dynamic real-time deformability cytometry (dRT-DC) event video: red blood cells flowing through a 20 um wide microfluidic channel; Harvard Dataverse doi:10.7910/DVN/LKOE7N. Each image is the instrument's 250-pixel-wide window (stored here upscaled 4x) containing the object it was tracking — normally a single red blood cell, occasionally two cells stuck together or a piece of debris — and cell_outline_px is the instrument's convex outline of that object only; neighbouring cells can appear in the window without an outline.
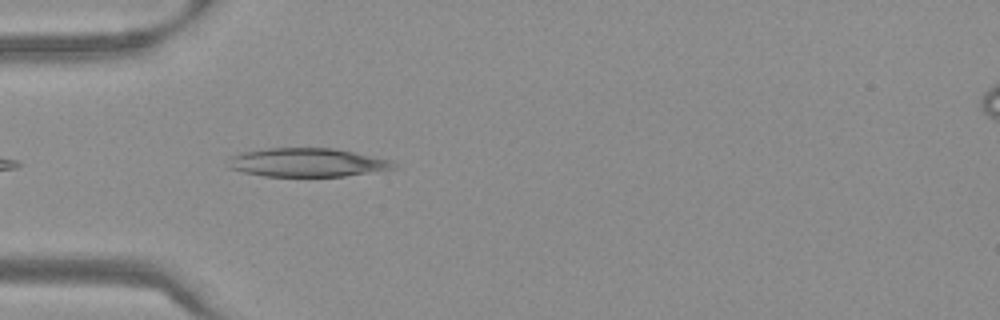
{"species": "Egyptian fruit bat (a non-hibernating species)", "species_latin": "Rousettus aegyptiacus", "temperature_condition": "warm", "stored_images_in_passage": 24, "camera_frame_rate_fps": 3000, "um_per_image_px": 0.085, "frame": {"image": 1, "passage_image": 2, "time_ms": 0.333, "image_size_px": [1000, 320], "cell_outline_px": [[396, 168], [384, 172], [344, 176], [264, 176], [244, 172], [228, 168], [228, 156], [240, 152], [268, 148], [332, 148], [392, 160], [396, 164]], "centroid_in_image_um": [26.13, 13.82], "position_along_channel_um": 58.9, "area_um2": 27.98}}
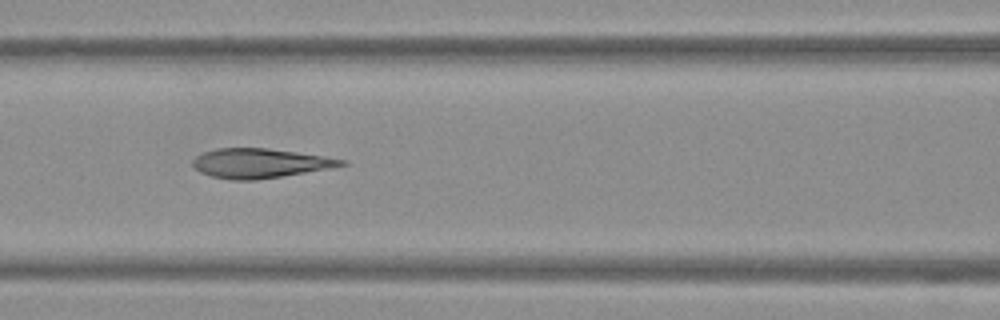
{"frame": {"image": 2, "passage_image": 9, "time_ms": 2.667, "image_size_px": [1000, 320], "cell_outline_px": [[348, 164], [328, 168], [256, 180], [232, 180], [212, 176], [200, 172], [192, 164], [192, 160], [196, 156], [204, 152], [216, 148], [268, 148], [324, 156], [348, 160]], "centroid_in_image_um": [22.07, 13.86], "position_along_channel_um": 144.5, "area_um2": 25.26}}
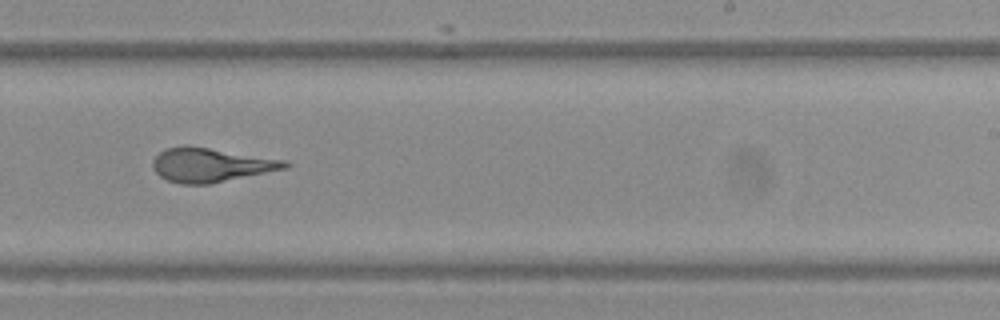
{"frame": {"image": 3, "passage_image": 19, "time_ms": 6.0, "image_size_px": [1000, 320], "cell_outline_px": [[292, 164], [288, 168], [212, 184], [180, 184], [168, 180], [160, 176], [152, 168], [152, 160], [160, 152], [168, 148], [208, 148], [288, 160]], "centroid_in_image_um": [18.0, 14.06], "position_along_channel_um": 271.0, "area_um2": 25.84}}